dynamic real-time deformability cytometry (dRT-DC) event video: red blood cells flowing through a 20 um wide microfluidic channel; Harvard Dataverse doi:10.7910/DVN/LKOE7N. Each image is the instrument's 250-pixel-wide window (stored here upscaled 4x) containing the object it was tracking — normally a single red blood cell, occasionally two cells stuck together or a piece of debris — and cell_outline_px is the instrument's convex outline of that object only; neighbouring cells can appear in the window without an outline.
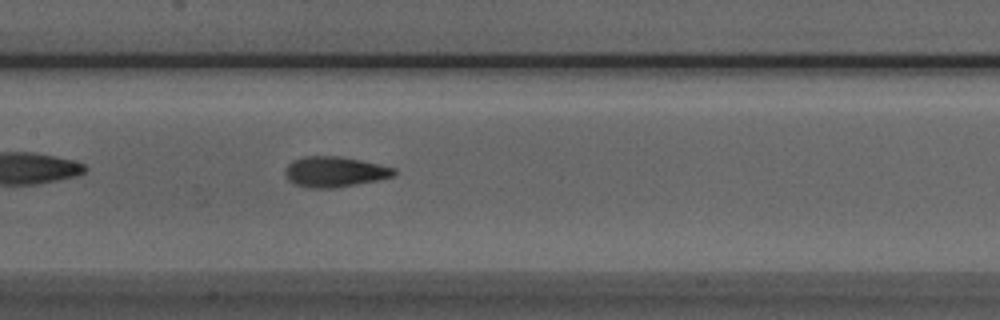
{"species": "Egyptian fruit bat (a non-hibernating species)", "species_latin": "Rousettus aegyptiacus", "temperature_condition": "room temperature", "stored_images_in_passage": 38, "camera_frame_rate_fps": 3000, "um_per_image_px": 0.085, "animal": {"sex": "male"}, "frame": {"image": 1, "passage_image": 11, "time_ms": 3.333, "image_size_px": [1000, 320], "cell_outline_px": [[396, 176], [356, 184], [332, 188], [312, 188], [296, 184], [288, 180], [284, 176], [284, 168], [292, 160], [304, 156], [340, 156], [380, 164], [396, 168]], "centroid_in_image_um": [28.43, 14.59], "position_along_channel_um": 179.0, "area_um2": 19.42}}
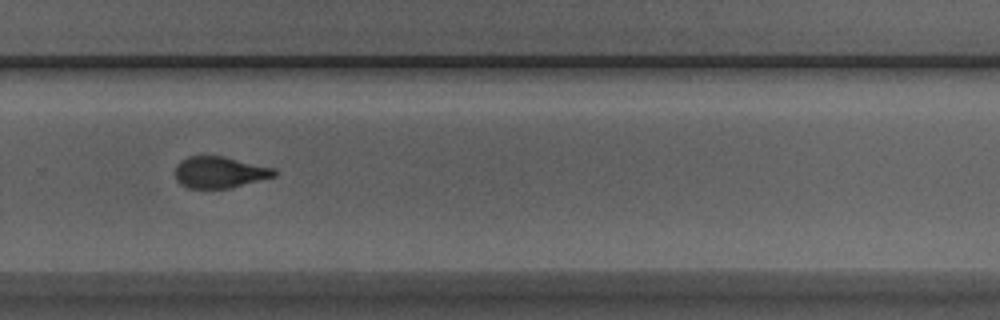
{"frame": {"image": 2, "passage_image": 21, "time_ms": 6.667, "image_size_px": [1000, 320], "cell_outline_px": [[276, 176], [228, 188], [188, 188], [180, 184], [176, 180], [176, 164], [180, 160], [188, 156], [224, 156], [276, 168]], "centroid_in_image_um": [18.66, 14.63], "position_along_channel_um": 311.1, "area_um2": 18.21}}
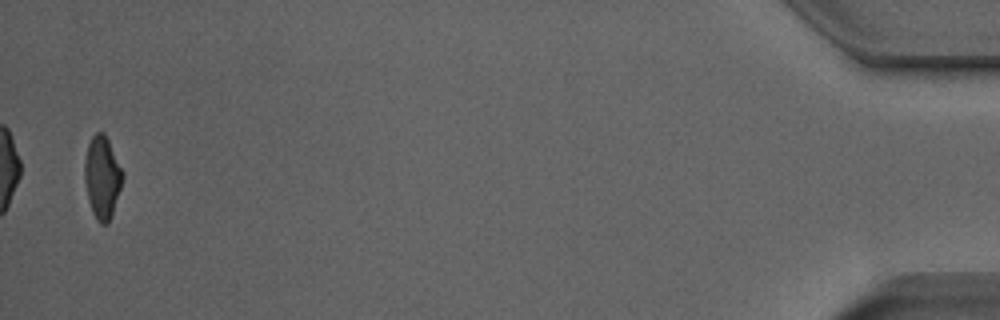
{"frame": {"image": 3, "passage_image": 37, "time_ms": 12.0, "image_size_px": [1000, 320], "cell_outline_px": [[124, 176], [112, 216], [108, 224], [100, 224], [96, 220], [92, 212], [88, 200], [84, 180], [84, 160], [88, 144], [92, 136], [96, 132], [104, 132], [124, 172]], "centroid_in_image_um": [8.68, 15.09], "position_along_channel_um": 426.5, "area_um2": 18.5}, "authors_computed_cell_mechanics": {"area_um2": 18.7272, "velocity_mm_per_s": 3.9863, "shape_relaxation_time_tau1_ms": 4.3613, "shape_relaxation_time_tau2_ms": 2.1564, "deformation_change_tau1": 0.1509, "deformation_change_tau2": 0.1018}}